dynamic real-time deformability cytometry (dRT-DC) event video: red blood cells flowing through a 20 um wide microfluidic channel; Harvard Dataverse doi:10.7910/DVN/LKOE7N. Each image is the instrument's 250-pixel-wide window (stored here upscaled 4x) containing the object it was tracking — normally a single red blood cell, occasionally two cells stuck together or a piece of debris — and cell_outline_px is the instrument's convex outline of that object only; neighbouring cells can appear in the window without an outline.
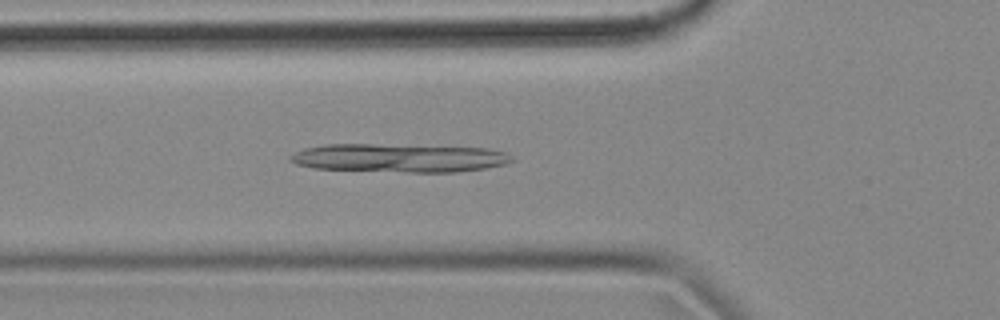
{"species": "common noctule bat (a hibernating species)", "species_latin": "Nyctalus noctula", "temperature_condition": "cold", "stored_images_in_passage": 41, "camera_frame_rate_fps": 3000, "um_per_image_px": 0.085, "animal": {"sex": "female", "body_mass_g": 18.4}, "frame": {"image": 1, "passage_image": 5, "time_ms": 1.333, "image_size_px": [1000, 320], "cell_outline_px": [[516, 160], [504, 164], [484, 168], [456, 172], [412, 172], [316, 168], [296, 164], [288, 160], [288, 156], [304, 148], [328, 144], [372, 144], [488, 148], [508, 152]], "centroid_in_image_um": [33.96, 13.42], "position_along_channel_um": 91.8, "area_um2": 36.65}}
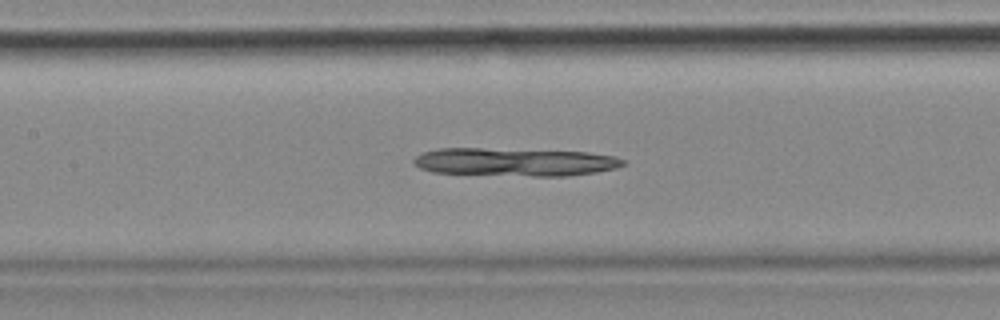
{"frame": {"image": 2, "passage_image": 11, "time_ms": 3.333, "image_size_px": [1000, 320], "cell_outline_px": [[628, 164], [616, 168], [596, 172], [568, 176], [532, 176], [432, 172], [420, 168], [412, 164], [412, 160], [416, 156], [424, 152], [440, 148], [480, 148], [588, 152], [616, 156], [624, 160]], "centroid_in_image_um": [43.78, 13.77], "position_along_channel_um": 163.6, "area_um2": 34.39}}
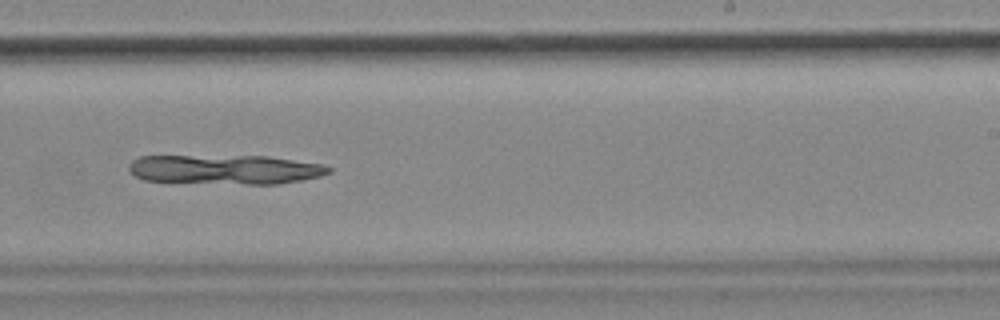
{"frame": {"image": 3, "passage_image": 20, "time_ms": 6.333, "image_size_px": [1000, 320], "cell_outline_px": [[332, 172], [320, 176], [280, 184], [248, 184], [144, 180], [136, 176], [128, 168], [132, 160], [140, 156], [268, 156], [324, 164], [332, 168]], "centroid_in_image_um": [19.2, 14.4], "position_along_channel_um": 269.8, "area_um2": 34.16}}